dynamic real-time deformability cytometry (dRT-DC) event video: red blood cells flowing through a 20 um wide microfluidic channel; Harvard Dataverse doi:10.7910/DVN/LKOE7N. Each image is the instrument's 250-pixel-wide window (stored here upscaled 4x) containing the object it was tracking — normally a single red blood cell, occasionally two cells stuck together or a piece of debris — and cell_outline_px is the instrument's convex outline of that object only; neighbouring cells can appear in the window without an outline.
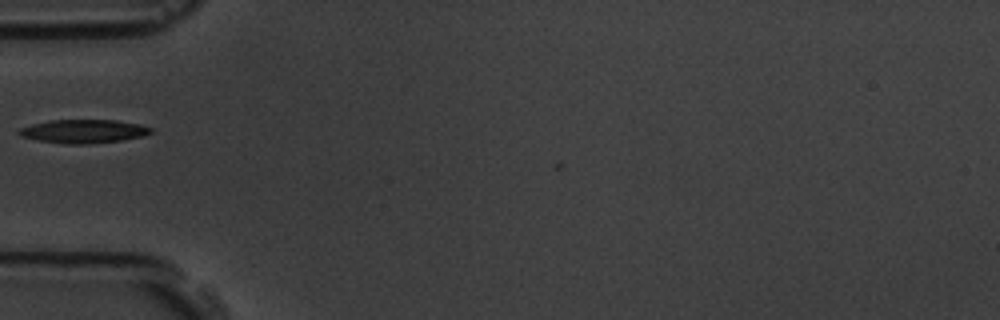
{"species": "common noctule bat (a hibernating species)", "species_latin": "Nyctalus noctula", "temperature_condition": "room temperature", "stored_images_in_passage": 2, "camera_frame_rate_fps": 3000, "um_per_image_px": 0.085, "animal": {"sex": "male", "body_mass_g": 19.5, "forearm_length_mm": 54.6}, "frame": {"image": 1, "passage_image": 1, "time_ms": 0.0, "image_size_px": [1000, 320], "cell_outline_px": [[152, 132], [140, 136], [120, 140], [88, 144], [68, 144], [36, 140], [20, 136], [16, 132], [20, 128], [32, 124], [52, 120], [116, 120], [140, 124], [152, 128]], "centroid_in_image_um": [7.06, 11.16], "position_along_channel_um": 77.9, "area_um2": 17.98}}